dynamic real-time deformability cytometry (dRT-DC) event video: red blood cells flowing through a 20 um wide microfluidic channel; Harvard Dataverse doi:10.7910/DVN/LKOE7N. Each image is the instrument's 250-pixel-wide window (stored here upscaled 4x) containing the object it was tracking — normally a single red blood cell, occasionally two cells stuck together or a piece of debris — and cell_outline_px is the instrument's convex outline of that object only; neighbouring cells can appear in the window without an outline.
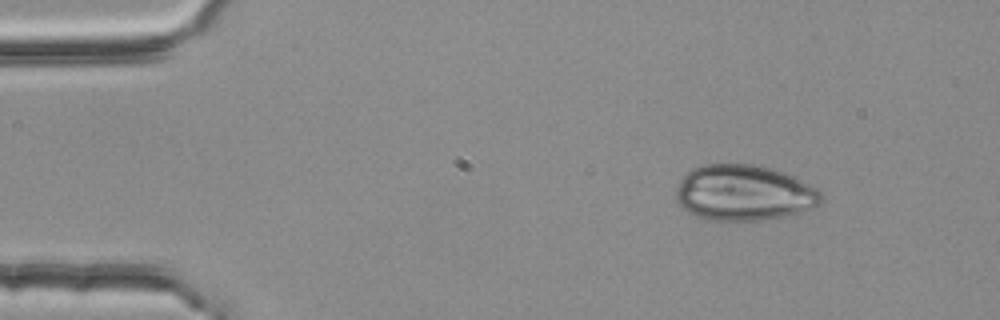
{"species": "common noctule bat (a hibernating species)", "species_latin": "Nyctalus noctula", "temperature_condition": "room temperature", "stored_images_in_passage": 6, "camera_frame_rate_fps": 3000, "um_per_image_px": 0.085, "animal": {"sex": "female", "body_mass_g": 25.1}, "frame": {"image": 1, "passage_image": 1, "time_ms": 0.0, "image_size_px": [1000, 320], "cell_outline_px": [[824, 200], [820, 204], [800, 212], [784, 216], [760, 220], [712, 220], [696, 216], [688, 212], [676, 200], [676, 188], [680, 180], [692, 168], [704, 164], [752, 164], [784, 172], [816, 188], [820, 192]], "centroid_in_image_um": [63.22, 16.39], "position_along_channel_um": 21.8, "area_um2": 46.88}}
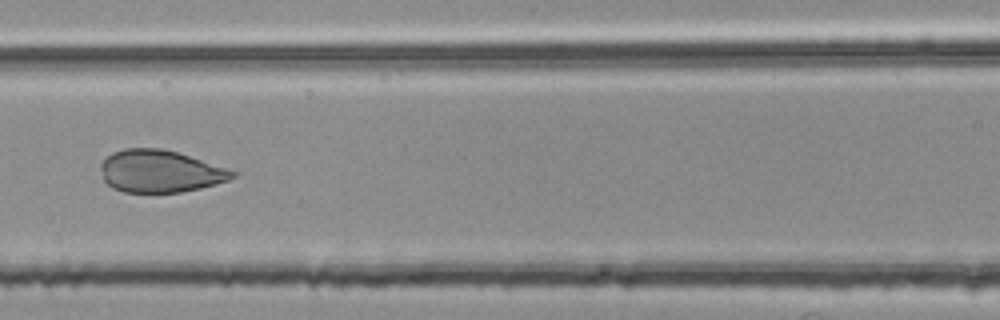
{"frame": {"image": 2, "passage_image": 6, "time_ms": 1.667, "image_size_px": [1000, 320], "cell_outline_px": [[236, 176], [228, 180], [216, 184], [200, 188], [180, 192], [124, 192], [112, 188], [104, 180], [100, 168], [100, 164], [112, 152], [124, 148], [160, 148], [176, 152], [236, 172]], "centroid_in_image_um": [13.55, 14.56], "position_along_channel_um": 153.0, "area_um2": 32.08}}